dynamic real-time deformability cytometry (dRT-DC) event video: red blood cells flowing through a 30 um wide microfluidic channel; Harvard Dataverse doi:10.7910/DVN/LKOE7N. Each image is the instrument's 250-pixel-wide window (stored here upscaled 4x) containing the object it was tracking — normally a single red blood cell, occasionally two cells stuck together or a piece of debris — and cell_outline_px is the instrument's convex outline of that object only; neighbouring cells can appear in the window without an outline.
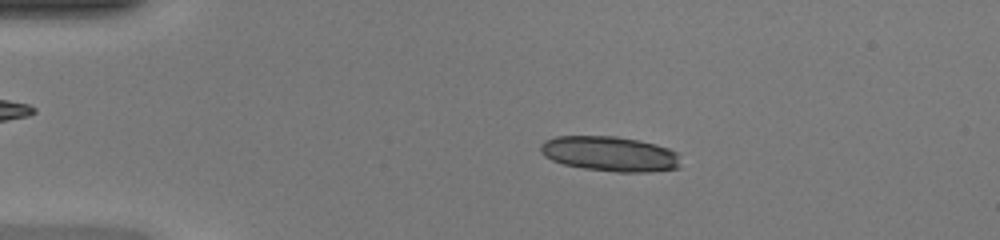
{"species": "common noctule bat (a hibernating species)", "species_latin": "Nyctalus noctula", "temperature_condition": "warm", "stored_images_in_passage": 48, "camera_frame_rate_fps": 3000, "um_per_image_px": 0.085, "animal": {"sex": "female", "body_mass_g": 20.0, "forearm_length_mm": 54.0}, "frame": {"image": 1, "passage_image": 10, "time_ms": 3.0, "image_size_px": [1000, 240], "cell_outline_px": [[680, 168], [648, 172], [616, 172], [584, 168], [564, 164], [552, 160], [544, 156], [540, 152], [540, 144], [544, 140], [556, 136], [616, 136], [640, 140], [656, 144], [668, 148], [676, 152], [680, 164]], "centroid_in_image_um": [51.83, 13.07], "position_along_channel_um": 33.2, "area_um2": 28.73}}
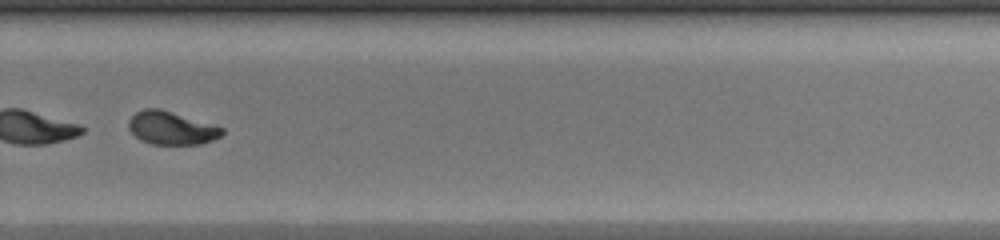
{"frame": {"image": 2, "passage_image": 34, "time_ms": 11.0, "image_size_px": [1000, 240], "cell_outline_px": [[224, 132], [220, 136], [212, 140], [200, 144], [152, 144], [140, 140], [128, 128], [128, 120], [136, 112], [144, 108], [160, 108], [224, 128]], "centroid_in_image_um": [14.54, 10.88], "position_along_channel_um": 315.3, "area_um2": 17.92}}
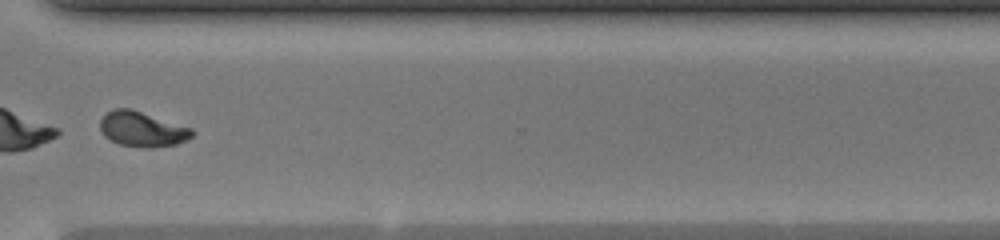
{"frame": {"image": 3, "passage_image": 37, "time_ms": 12.0, "image_size_px": [1000, 240], "cell_outline_px": [[196, 132], [188, 140], [176, 144], [152, 148], [144, 148], [120, 144], [104, 136], [100, 128], [100, 120], [108, 112], [116, 108], [128, 108], [192, 128]], "centroid_in_image_um": [12.11, 11.0], "position_along_channel_um": 358.5, "area_um2": 18.61}, "authors_computed_cell_mechanics": {"area_um2": 27.3683, "velocity_mm_per_s": 4.2968, "shape_relaxation_time_tau1_ms": 1.6626, "shape_relaxation_time_tau2_ms": 2.0716, "deformation_change_tau1": 0.3683, "deformation_change_tau2": 0.0624}}